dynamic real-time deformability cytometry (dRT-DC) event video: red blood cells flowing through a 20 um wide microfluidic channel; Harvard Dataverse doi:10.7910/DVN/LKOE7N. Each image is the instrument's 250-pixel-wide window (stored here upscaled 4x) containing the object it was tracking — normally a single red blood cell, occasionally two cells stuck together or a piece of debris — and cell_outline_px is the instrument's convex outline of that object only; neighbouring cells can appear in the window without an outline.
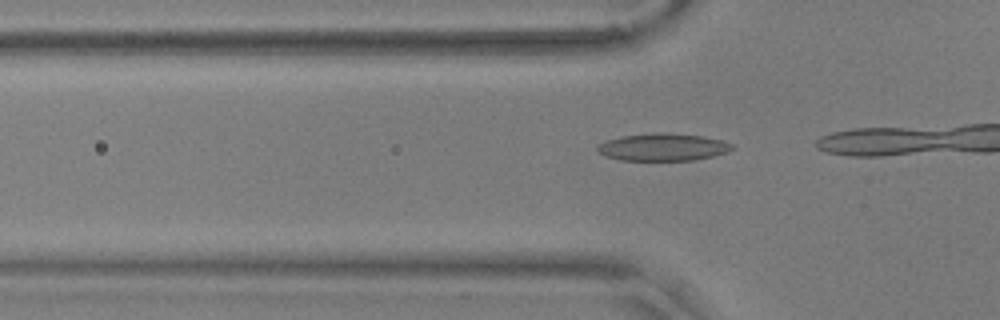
{"species": "common noctule bat (a hibernating species)", "species_latin": "Nyctalus noctula", "temperature_condition": "warm", "stored_images_in_passage": 7, "camera_frame_rate_fps": 3000, "um_per_image_px": 0.085, "animal": {"sex": "male", "body_mass_g": 17.9, "forearm_length_mm": 54.2}, "frame": {"image": 1, "passage_image": 4, "time_ms": 1.0, "image_size_px": [1000, 320], "cell_outline_px": [[736, 148], [728, 152], [712, 156], [692, 160], [620, 160], [608, 156], [600, 152], [596, 148], [600, 144], [608, 140], [624, 136], [660, 132], [704, 136], [720, 140], [732, 144]], "centroid_in_image_um": [56.41, 12.5], "position_along_channel_um": 69.4, "area_um2": 21.15}}